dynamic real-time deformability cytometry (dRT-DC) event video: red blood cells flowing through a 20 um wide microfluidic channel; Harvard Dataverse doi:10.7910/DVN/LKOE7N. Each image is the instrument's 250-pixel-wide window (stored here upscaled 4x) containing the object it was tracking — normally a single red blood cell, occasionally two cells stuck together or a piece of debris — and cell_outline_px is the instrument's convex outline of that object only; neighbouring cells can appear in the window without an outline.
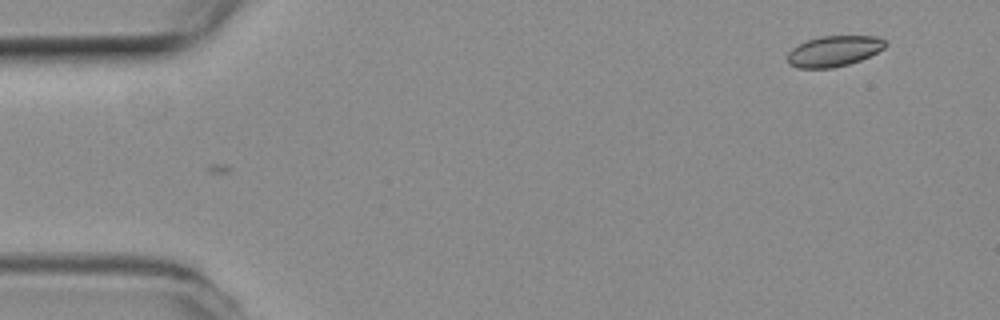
{"species": "common noctule bat (a hibernating species)", "species_latin": "Nyctalus noctula", "temperature_condition": "room temperature", "stored_images_in_passage": 2, "camera_frame_rate_fps": 3000, "um_per_image_px": 0.085, "animal": {"sex": "female", "body_mass_g": 19.3, "forearm_length_mm": 54.1}, "frame": {"image": 1, "passage_image": 2, "time_ms": 0.333, "image_size_px": [1000, 320], "cell_outline_px": [[888, 44], [884, 48], [860, 60], [848, 64], [832, 68], [800, 68], [788, 64], [788, 52], [792, 48], [808, 40], [820, 36], [876, 36], [884, 40]], "centroid_in_image_um": [70.88, 4.34], "position_along_channel_um": 14.1, "area_um2": 17.34}}